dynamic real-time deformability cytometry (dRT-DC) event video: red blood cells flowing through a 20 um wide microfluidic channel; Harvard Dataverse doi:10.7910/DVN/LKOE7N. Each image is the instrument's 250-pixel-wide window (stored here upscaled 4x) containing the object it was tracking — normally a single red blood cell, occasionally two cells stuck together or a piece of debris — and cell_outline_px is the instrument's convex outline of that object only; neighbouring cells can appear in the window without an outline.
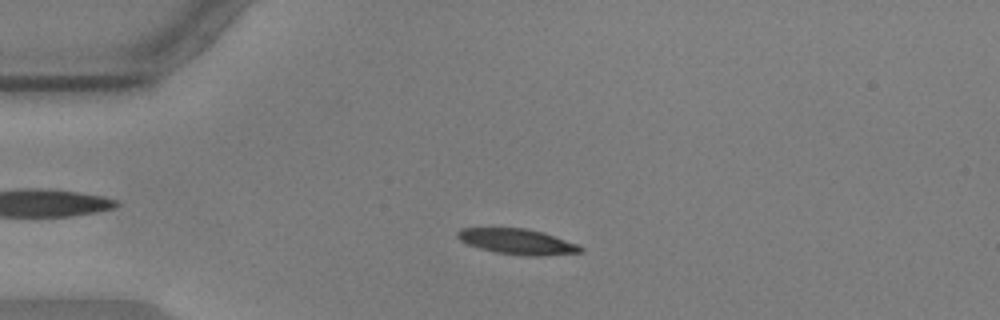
{"species": "common noctule bat (a hibernating species)", "species_latin": "Nyctalus noctula", "temperature_condition": "warm", "stored_images_in_passage": 55, "camera_frame_rate_fps": 3000, "um_per_image_px": 0.085, "animal": {"sex": "male", "body_mass_g": 17.9, "forearm_length_mm": 54.2}, "frame": {"image": 1, "passage_image": 12, "time_ms": 3.667, "image_size_px": [1000, 320], "cell_outline_px": [[584, 252], [544, 256], [524, 256], [496, 252], [480, 248], [468, 244], [460, 240], [456, 236], [456, 232], [460, 228], [524, 228], [544, 232], [576, 244], [584, 248]], "centroid_in_image_um": [43.98, 20.54], "position_along_channel_um": 41.0, "area_um2": 18.32}}
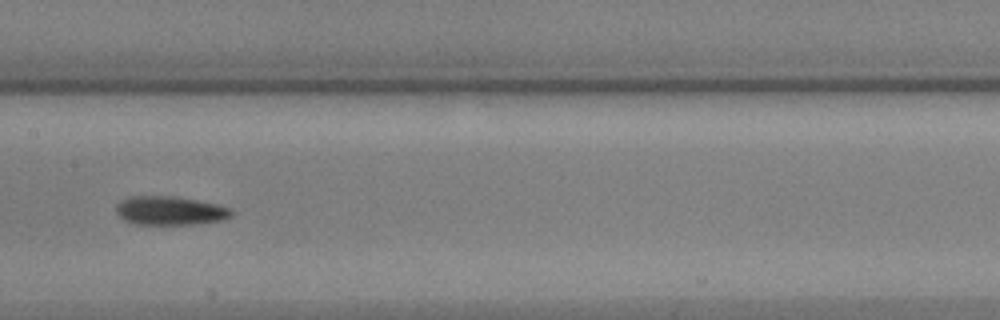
{"frame": {"image": 2, "passage_image": 27, "time_ms": 8.667, "image_size_px": [1000, 320], "cell_outline_px": [[236, 212], [232, 216], [224, 220], [192, 224], [136, 224], [124, 220], [116, 212], [116, 204], [120, 200], [132, 196], [172, 196], [220, 204], [232, 208]], "centroid_in_image_um": [14.5, 17.9], "position_along_channel_um": 192.9, "area_um2": 19.54}}
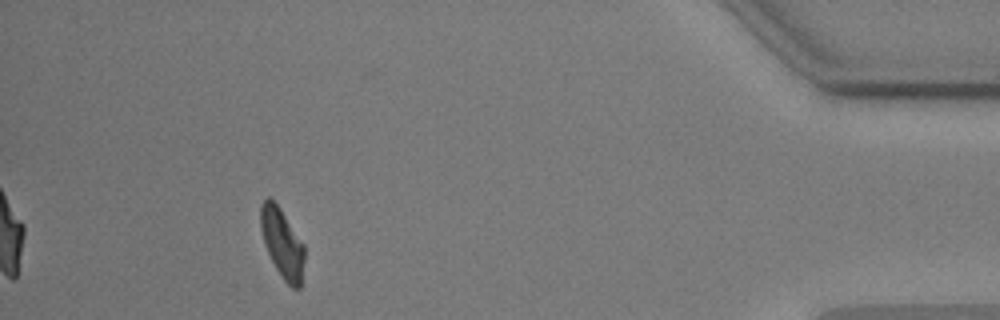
{"frame": {"image": 3, "passage_image": 50, "time_ms": 16.333, "image_size_px": [1000, 320], "cell_outline_px": [[304, 260], [300, 288], [292, 288], [284, 280], [276, 268], [268, 252], [260, 228], [260, 204], [268, 196], [280, 208], [304, 244]], "centroid_in_image_um": [23.99, 20.65], "position_along_channel_um": 411.2, "area_um2": 17.46}, "authors_computed_cell_mechanics": {"area_um2": 18.6116, "velocity_mm_per_s": 3.58, "shape_relaxation_time_tau1_ms": 2.9982, "shape_relaxation_time_tau2_ms": null, "deformation_change_tau1": 0.1386, "deformation_change_tau2": null}}